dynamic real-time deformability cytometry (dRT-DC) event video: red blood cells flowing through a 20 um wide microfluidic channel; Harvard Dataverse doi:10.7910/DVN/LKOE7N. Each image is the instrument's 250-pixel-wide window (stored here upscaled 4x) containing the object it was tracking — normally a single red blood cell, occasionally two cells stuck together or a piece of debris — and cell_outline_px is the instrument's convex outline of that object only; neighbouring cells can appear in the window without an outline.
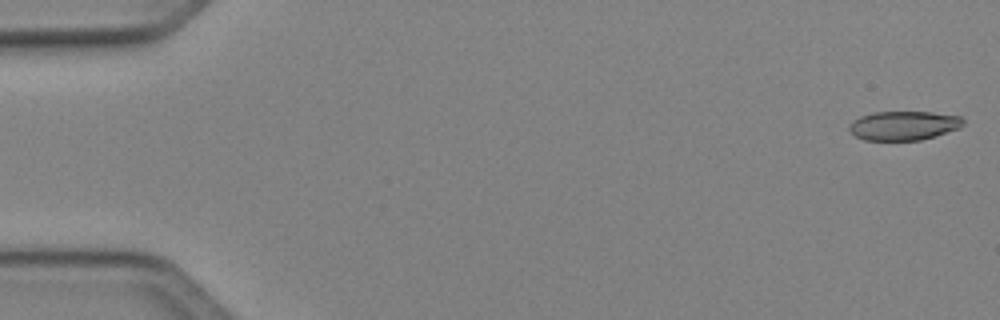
{"species": "Egyptian fruit bat (a non-hibernating species)", "species_latin": "Rousettus aegyptiacus", "temperature_condition": "cold", "stored_images_in_passage": 10, "camera_frame_rate_fps": 3000, "um_per_image_px": 0.085, "animal": {"sex": "female"}, "frame": {"image": 1, "passage_image": 1, "time_ms": 0.0, "image_size_px": [1000, 320], "cell_outline_px": [[964, 124], [960, 128], [936, 136], [920, 140], [864, 140], [856, 136], [848, 128], [848, 124], [860, 116], [872, 112], [932, 112], [960, 116], [964, 120]], "centroid_in_image_um": [76.82, 10.67], "position_along_channel_um": 8.2, "area_um2": 19.42}}